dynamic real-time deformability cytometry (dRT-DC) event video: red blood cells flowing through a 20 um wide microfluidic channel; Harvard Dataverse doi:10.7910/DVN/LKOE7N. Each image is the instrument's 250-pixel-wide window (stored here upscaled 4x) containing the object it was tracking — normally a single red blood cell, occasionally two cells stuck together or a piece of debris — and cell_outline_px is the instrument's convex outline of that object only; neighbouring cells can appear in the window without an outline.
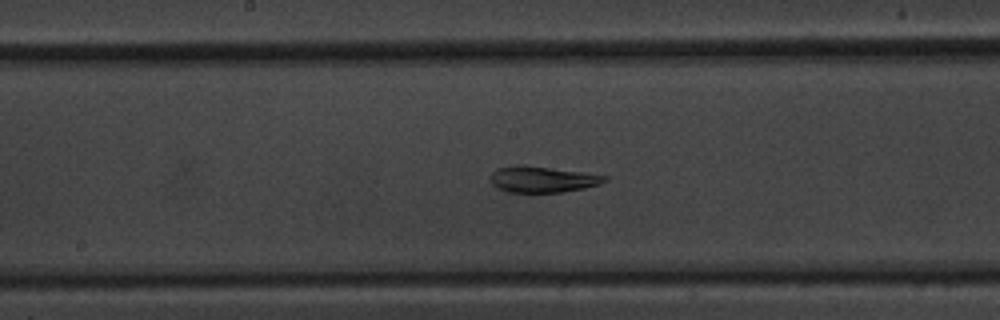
{"species": "common noctule bat (a hibernating species)", "species_latin": "Nyctalus noctula", "temperature_condition": "warm", "stored_images_in_passage": 59, "camera_frame_rate_fps": 3000, "um_per_image_px": 0.085, "animal": {"sex": "male", "body_mass_g": 20.1, "forearm_length_mm": 53.5}, "frame": {"image": 1, "passage_image": 30, "time_ms": 9.667, "image_size_px": [1000, 320], "cell_outline_px": [[608, 180], [600, 184], [584, 188], [564, 192], [504, 192], [496, 188], [492, 184], [492, 172], [496, 168], [516, 164], [520, 164], [580, 172], [608, 176]], "centroid_in_image_um": [46.08, 15.25], "position_along_channel_um": 202.1, "area_um2": 17.4}}
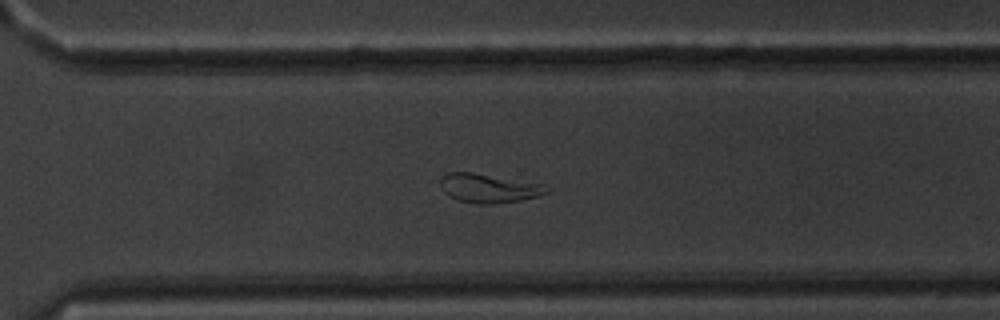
{"frame": {"image": 2, "passage_image": 41, "time_ms": 13.333, "image_size_px": [1000, 320], "cell_outline_px": [[548, 192], [536, 196], [520, 200], [492, 204], [476, 204], [460, 200], [448, 196], [444, 192], [440, 184], [440, 180], [448, 172], [472, 172], [540, 184], [548, 188]], "centroid_in_image_um": [41.48, 16.0], "position_along_channel_um": 329.1, "area_um2": 17.51}}
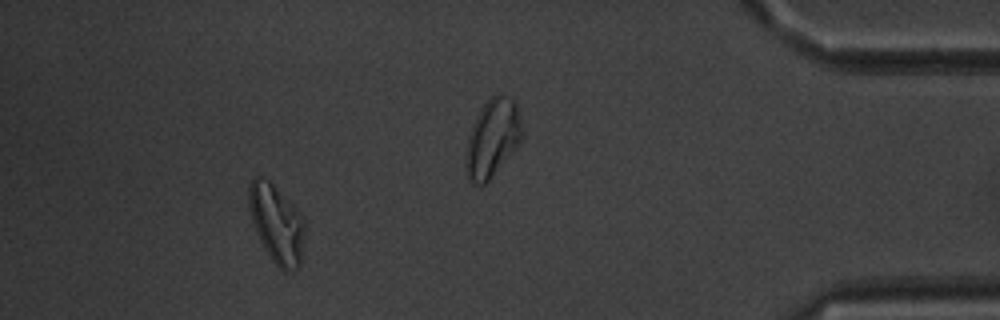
{"frame": {"image": 3, "passage_image": 53, "time_ms": 17.333, "image_size_px": [1000, 320], "cell_outline_px": [[304, 236], [300, 264], [292, 272], [284, 272], [272, 260], [264, 248], [256, 232], [248, 208], [248, 184], [256, 176], [260, 176], [268, 180], [300, 212], [304, 220]], "centroid_in_image_um": [23.5, 19.02], "position_along_channel_um": 411.7, "area_um2": 25.43}, "authors_computed_cell_mechanics": {"area_um2": 21.8484, "velocity_mm_per_s": 3.4813, "shape_relaxation_time_tau1_ms": null, "shape_relaxation_time_tau2_ms": 3.2706, "deformation_change_tau1": null, "deformation_change_tau2": 0.0719}}